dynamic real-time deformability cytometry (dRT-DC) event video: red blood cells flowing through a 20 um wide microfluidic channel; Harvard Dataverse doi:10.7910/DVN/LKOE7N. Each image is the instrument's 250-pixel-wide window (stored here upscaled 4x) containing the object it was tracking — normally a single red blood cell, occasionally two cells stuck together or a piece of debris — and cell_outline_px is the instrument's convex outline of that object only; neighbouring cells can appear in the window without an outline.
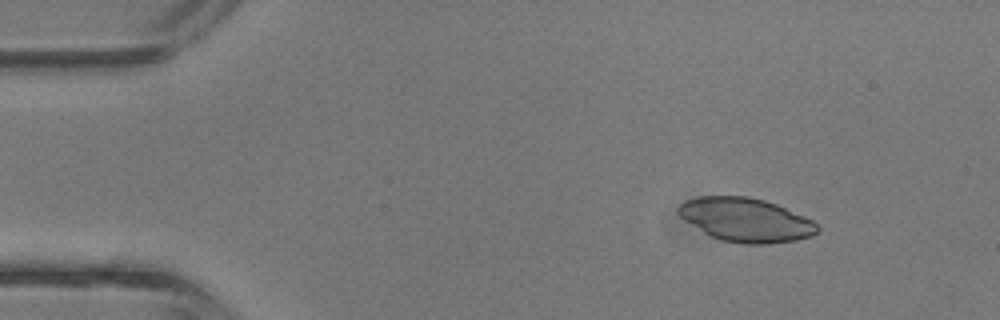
{"species": "common noctule bat (a hibernating species)", "species_latin": "Nyctalus noctula", "temperature_condition": "room temperature", "stored_images_in_passage": 11, "camera_frame_rate_fps": 3000, "um_per_image_px": 0.085, "animal": {"sex": "male", "body_mass_g": 13.3}, "frame": {"image": 1, "passage_image": 1, "time_ms": 0.0, "image_size_px": [1000, 320], "cell_outline_px": [[820, 228], [812, 236], [796, 240], [764, 244], [744, 244], [720, 240], [704, 232], [684, 220], [676, 212], [676, 208], [684, 200], [700, 196], [748, 196], [764, 200], [776, 204], [812, 220]], "centroid_in_image_um": [63.36, 18.68], "position_along_channel_um": 21.6, "area_um2": 35.37}}